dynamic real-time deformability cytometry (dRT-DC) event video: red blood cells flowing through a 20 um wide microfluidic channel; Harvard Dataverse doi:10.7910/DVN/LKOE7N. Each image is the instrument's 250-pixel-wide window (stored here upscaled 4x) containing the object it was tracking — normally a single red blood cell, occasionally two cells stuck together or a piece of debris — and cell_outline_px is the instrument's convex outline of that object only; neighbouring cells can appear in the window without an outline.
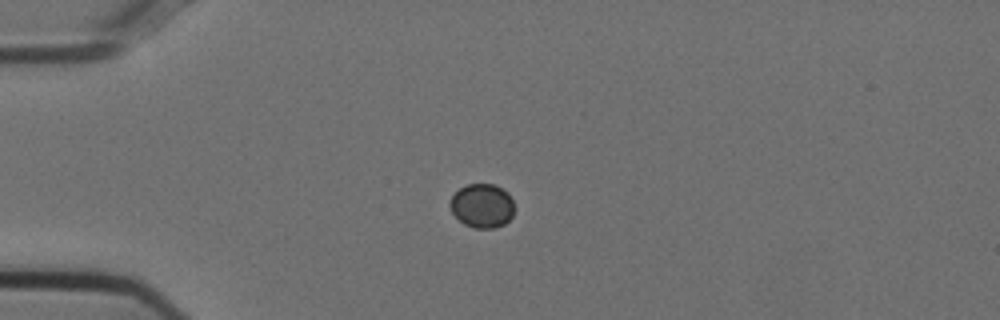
{"species": "Egyptian fruit bat (a non-hibernating species)", "species_latin": "Rousettus aegyptiacus", "temperature_condition": "cold", "stored_images_in_passage": 55, "camera_frame_rate_fps": 3000, "um_per_image_px": 0.085, "animal": {"sex": "female"}, "frame": {"image": 1, "passage_image": 15, "time_ms": 4.667, "image_size_px": [1000, 320], "cell_outline_px": [[516, 208], [512, 216], [504, 224], [496, 228], [472, 228], [464, 224], [452, 212], [448, 204], [452, 196], [460, 188], [468, 184], [492, 184], [508, 192]], "centroid_in_image_um": [40.99, 17.5], "position_along_channel_um": 44.0, "area_um2": 16.59}}
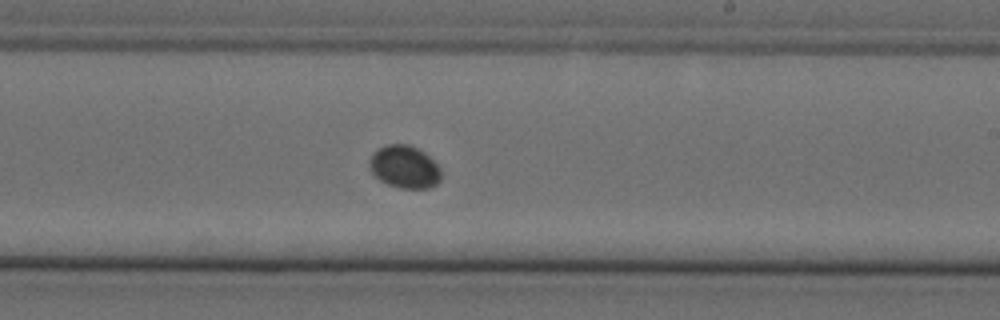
{"frame": {"image": 2, "passage_image": 34, "time_ms": 11.0, "image_size_px": [1000, 320], "cell_outline_px": [[440, 180], [436, 184], [428, 188], [400, 188], [388, 184], [380, 180], [368, 168], [368, 160], [380, 148], [388, 144], [408, 144], [424, 152], [440, 168]], "centroid_in_image_um": [34.37, 14.19], "position_along_channel_um": 254.6, "area_um2": 17.57}}
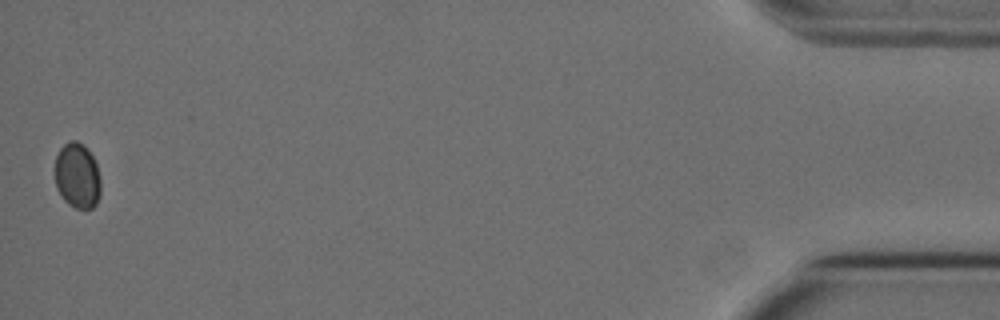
{"frame": {"image": 3, "passage_image": 55, "time_ms": 18.0, "image_size_px": [1000, 320], "cell_outline_px": [[100, 196], [96, 204], [92, 208], [76, 208], [68, 204], [64, 200], [56, 188], [56, 156], [60, 148], [64, 144], [72, 140], [76, 140], [84, 144], [88, 148], [96, 164], [100, 180]], "centroid_in_image_um": [6.58, 14.93], "position_along_channel_um": 428.6, "area_um2": 17.46}}